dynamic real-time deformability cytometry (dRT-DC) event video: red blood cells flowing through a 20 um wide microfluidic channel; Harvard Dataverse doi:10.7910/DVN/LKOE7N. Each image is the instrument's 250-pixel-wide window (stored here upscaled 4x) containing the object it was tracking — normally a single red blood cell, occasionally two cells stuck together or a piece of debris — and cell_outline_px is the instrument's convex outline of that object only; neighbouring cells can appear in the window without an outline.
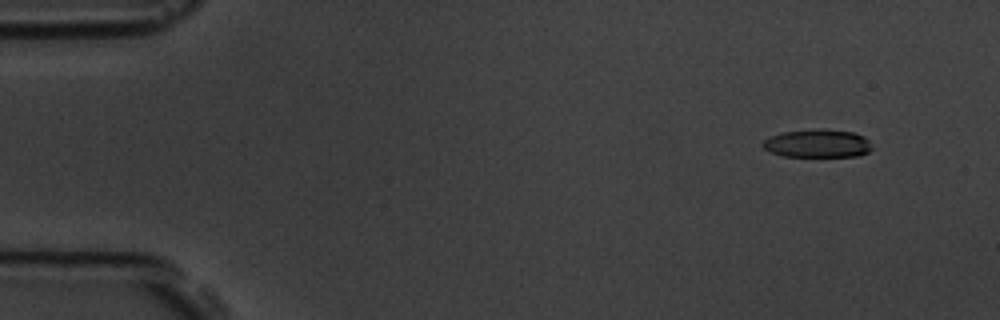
{"species": "common noctule bat (a hibernating species)", "species_latin": "Nyctalus noctula", "temperature_condition": "room temperature", "stored_images_in_passage": 4, "camera_frame_rate_fps": 3000, "um_per_image_px": 0.085, "animal": {"sex": "male", "body_mass_g": 19.5, "forearm_length_mm": 54.6}, "frame": {"image": 1, "passage_image": 1, "time_ms": 0.0, "image_size_px": [1000, 320], "cell_outline_px": [[872, 148], [868, 152], [860, 156], [784, 156], [772, 152], [764, 148], [764, 140], [768, 136], [780, 132], [820, 128], [852, 132], [864, 136], [868, 140]], "centroid_in_image_um": [69.5, 12.18], "position_along_channel_um": 15.5, "area_um2": 17.92}}
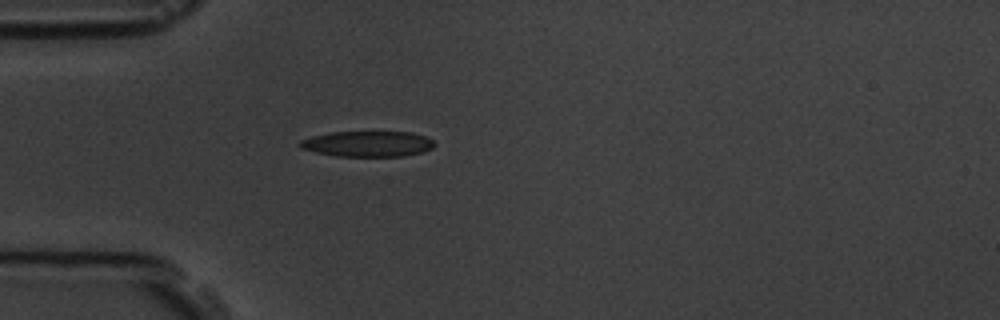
{"frame": {"image": 2, "passage_image": 4, "time_ms": 3.667, "image_size_px": [1000, 320], "cell_outline_px": [[436, 144], [432, 148], [424, 152], [404, 156], [336, 156], [316, 152], [300, 148], [296, 144], [300, 140], [312, 136], [328, 132], [412, 132], [428, 136]], "centroid_in_image_um": [31.26, 12.22], "position_along_channel_um": 53.7, "area_um2": 20.35}}